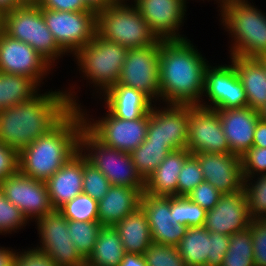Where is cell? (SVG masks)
<instances>
[{
    "mask_svg": "<svg viewBox=\"0 0 266 266\" xmlns=\"http://www.w3.org/2000/svg\"><path fill=\"white\" fill-rule=\"evenodd\" d=\"M70 88L39 92L26 102L1 110L0 143L20 152L49 133L74 108L81 106L74 86Z\"/></svg>",
    "mask_w": 266,
    "mask_h": 266,
    "instance_id": "obj_1",
    "label": "cell"
},
{
    "mask_svg": "<svg viewBox=\"0 0 266 266\" xmlns=\"http://www.w3.org/2000/svg\"><path fill=\"white\" fill-rule=\"evenodd\" d=\"M160 107L154 103V107L148 112L145 140L170 145L174 150L187 149L190 105L165 104Z\"/></svg>",
    "mask_w": 266,
    "mask_h": 266,
    "instance_id": "obj_14",
    "label": "cell"
},
{
    "mask_svg": "<svg viewBox=\"0 0 266 266\" xmlns=\"http://www.w3.org/2000/svg\"><path fill=\"white\" fill-rule=\"evenodd\" d=\"M172 151L174 149L170 145L149 143L144 140V142L129 154L138 173L144 180H147L164 158Z\"/></svg>",
    "mask_w": 266,
    "mask_h": 266,
    "instance_id": "obj_32",
    "label": "cell"
},
{
    "mask_svg": "<svg viewBox=\"0 0 266 266\" xmlns=\"http://www.w3.org/2000/svg\"><path fill=\"white\" fill-rule=\"evenodd\" d=\"M204 180L211 183L222 194L243 191L244 176L241 156L233 153H195Z\"/></svg>",
    "mask_w": 266,
    "mask_h": 266,
    "instance_id": "obj_19",
    "label": "cell"
},
{
    "mask_svg": "<svg viewBox=\"0 0 266 266\" xmlns=\"http://www.w3.org/2000/svg\"><path fill=\"white\" fill-rule=\"evenodd\" d=\"M0 29L13 39L30 45L52 66L67 55L46 26L39 5H19L0 16Z\"/></svg>",
    "mask_w": 266,
    "mask_h": 266,
    "instance_id": "obj_7",
    "label": "cell"
},
{
    "mask_svg": "<svg viewBox=\"0 0 266 266\" xmlns=\"http://www.w3.org/2000/svg\"><path fill=\"white\" fill-rule=\"evenodd\" d=\"M244 178L266 174V148L252 146L241 156Z\"/></svg>",
    "mask_w": 266,
    "mask_h": 266,
    "instance_id": "obj_42",
    "label": "cell"
},
{
    "mask_svg": "<svg viewBox=\"0 0 266 266\" xmlns=\"http://www.w3.org/2000/svg\"><path fill=\"white\" fill-rule=\"evenodd\" d=\"M102 96L99 99L105 101V108L123 120L141 118L154 106V102L143 92L118 83L108 88Z\"/></svg>",
    "mask_w": 266,
    "mask_h": 266,
    "instance_id": "obj_24",
    "label": "cell"
},
{
    "mask_svg": "<svg viewBox=\"0 0 266 266\" xmlns=\"http://www.w3.org/2000/svg\"><path fill=\"white\" fill-rule=\"evenodd\" d=\"M190 155L187 149H178L169 153L145 180L144 193L152 196H177L178 176L185 160Z\"/></svg>",
    "mask_w": 266,
    "mask_h": 266,
    "instance_id": "obj_27",
    "label": "cell"
},
{
    "mask_svg": "<svg viewBox=\"0 0 266 266\" xmlns=\"http://www.w3.org/2000/svg\"><path fill=\"white\" fill-rule=\"evenodd\" d=\"M19 171V152L0 143V182Z\"/></svg>",
    "mask_w": 266,
    "mask_h": 266,
    "instance_id": "obj_47",
    "label": "cell"
},
{
    "mask_svg": "<svg viewBox=\"0 0 266 266\" xmlns=\"http://www.w3.org/2000/svg\"><path fill=\"white\" fill-rule=\"evenodd\" d=\"M216 3H218V7H221L225 3L232 2V1H243V0H214Z\"/></svg>",
    "mask_w": 266,
    "mask_h": 266,
    "instance_id": "obj_56",
    "label": "cell"
},
{
    "mask_svg": "<svg viewBox=\"0 0 266 266\" xmlns=\"http://www.w3.org/2000/svg\"><path fill=\"white\" fill-rule=\"evenodd\" d=\"M119 266H146L143 255L126 253Z\"/></svg>",
    "mask_w": 266,
    "mask_h": 266,
    "instance_id": "obj_51",
    "label": "cell"
},
{
    "mask_svg": "<svg viewBox=\"0 0 266 266\" xmlns=\"http://www.w3.org/2000/svg\"><path fill=\"white\" fill-rule=\"evenodd\" d=\"M145 189L111 185L107 194L98 201V222L103 226H115L140 206Z\"/></svg>",
    "mask_w": 266,
    "mask_h": 266,
    "instance_id": "obj_25",
    "label": "cell"
},
{
    "mask_svg": "<svg viewBox=\"0 0 266 266\" xmlns=\"http://www.w3.org/2000/svg\"><path fill=\"white\" fill-rule=\"evenodd\" d=\"M85 128L103 145L123 152H132L146 139L148 113L135 120H123L115 117L108 109L98 120L82 108ZM91 118H90V117ZM95 119V120H94ZM92 120V121H91Z\"/></svg>",
    "mask_w": 266,
    "mask_h": 266,
    "instance_id": "obj_9",
    "label": "cell"
},
{
    "mask_svg": "<svg viewBox=\"0 0 266 266\" xmlns=\"http://www.w3.org/2000/svg\"><path fill=\"white\" fill-rule=\"evenodd\" d=\"M1 247V246H0ZM14 250V251H13ZM17 251L12 248H0V266H13Z\"/></svg>",
    "mask_w": 266,
    "mask_h": 266,
    "instance_id": "obj_50",
    "label": "cell"
},
{
    "mask_svg": "<svg viewBox=\"0 0 266 266\" xmlns=\"http://www.w3.org/2000/svg\"><path fill=\"white\" fill-rule=\"evenodd\" d=\"M253 146L266 148V122L258 120L253 136Z\"/></svg>",
    "mask_w": 266,
    "mask_h": 266,
    "instance_id": "obj_49",
    "label": "cell"
},
{
    "mask_svg": "<svg viewBox=\"0 0 266 266\" xmlns=\"http://www.w3.org/2000/svg\"><path fill=\"white\" fill-rule=\"evenodd\" d=\"M19 6L16 0H0V16Z\"/></svg>",
    "mask_w": 266,
    "mask_h": 266,
    "instance_id": "obj_53",
    "label": "cell"
},
{
    "mask_svg": "<svg viewBox=\"0 0 266 266\" xmlns=\"http://www.w3.org/2000/svg\"><path fill=\"white\" fill-rule=\"evenodd\" d=\"M132 3L146 20L150 31L157 39L181 40L188 38L180 34L182 24L186 20L184 17H186L188 7L184 0H133Z\"/></svg>",
    "mask_w": 266,
    "mask_h": 266,
    "instance_id": "obj_18",
    "label": "cell"
},
{
    "mask_svg": "<svg viewBox=\"0 0 266 266\" xmlns=\"http://www.w3.org/2000/svg\"><path fill=\"white\" fill-rule=\"evenodd\" d=\"M204 96L210 103L205 101ZM202 102L198 106L212 110L247 106L248 102L243 84L232 63L208 65L205 72Z\"/></svg>",
    "mask_w": 266,
    "mask_h": 266,
    "instance_id": "obj_12",
    "label": "cell"
},
{
    "mask_svg": "<svg viewBox=\"0 0 266 266\" xmlns=\"http://www.w3.org/2000/svg\"><path fill=\"white\" fill-rule=\"evenodd\" d=\"M127 1L117 0L96 11V33L128 49L153 45L158 39L135 5Z\"/></svg>",
    "mask_w": 266,
    "mask_h": 266,
    "instance_id": "obj_5",
    "label": "cell"
},
{
    "mask_svg": "<svg viewBox=\"0 0 266 266\" xmlns=\"http://www.w3.org/2000/svg\"><path fill=\"white\" fill-rule=\"evenodd\" d=\"M259 116L262 121L266 122V104L259 110Z\"/></svg>",
    "mask_w": 266,
    "mask_h": 266,
    "instance_id": "obj_55",
    "label": "cell"
},
{
    "mask_svg": "<svg viewBox=\"0 0 266 266\" xmlns=\"http://www.w3.org/2000/svg\"><path fill=\"white\" fill-rule=\"evenodd\" d=\"M58 211L67 220L98 222V201L84 193L78 194Z\"/></svg>",
    "mask_w": 266,
    "mask_h": 266,
    "instance_id": "obj_37",
    "label": "cell"
},
{
    "mask_svg": "<svg viewBox=\"0 0 266 266\" xmlns=\"http://www.w3.org/2000/svg\"><path fill=\"white\" fill-rule=\"evenodd\" d=\"M128 48L106 40L97 33L92 41L73 56L79 73L97 90L98 98L108 88L118 83ZM81 70V72H80ZM100 91V92H99Z\"/></svg>",
    "mask_w": 266,
    "mask_h": 266,
    "instance_id": "obj_6",
    "label": "cell"
},
{
    "mask_svg": "<svg viewBox=\"0 0 266 266\" xmlns=\"http://www.w3.org/2000/svg\"><path fill=\"white\" fill-rule=\"evenodd\" d=\"M83 153L79 150L47 181L51 206L58 210L78 194L83 193Z\"/></svg>",
    "mask_w": 266,
    "mask_h": 266,
    "instance_id": "obj_23",
    "label": "cell"
},
{
    "mask_svg": "<svg viewBox=\"0 0 266 266\" xmlns=\"http://www.w3.org/2000/svg\"><path fill=\"white\" fill-rule=\"evenodd\" d=\"M229 237V247L221 266H254L251 224Z\"/></svg>",
    "mask_w": 266,
    "mask_h": 266,
    "instance_id": "obj_33",
    "label": "cell"
},
{
    "mask_svg": "<svg viewBox=\"0 0 266 266\" xmlns=\"http://www.w3.org/2000/svg\"><path fill=\"white\" fill-rule=\"evenodd\" d=\"M29 223L20 209L7 200L0 188V235L12 234Z\"/></svg>",
    "mask_w": 266,
    "mask_h": 266,
    "instance_id": "obj_40",
    "label": "cell"
},
{
    "mask_svg": "<svg viewBox=\"0 0 266 266\" xmlns=\"http://www.w3.org/2000/svg\"><path fill=\"white\" fill-rule=\"evenodd\" d=\"M13 266H56V264L47 254L31 247L17 252Z\"/></svg>",
    "mask_w": 266,
    "mask_h": 266,
    "instance_id": "obj_46",
    "label": "cell"
},
{
    "mask_svg": "<svg viewBox=\"0 0 266 266\" xmlns=\"http://www.w3.org/2000/svg\"><path fill=\"white\" fill-rule=\"evenodd\" d=\"M204 180L198 160L191 154L184 162L178 176L177 196H187Z\"/></svg>",
    "mask_w": 266,
    "mask_h": 266,
    "instance_id": "obj_41",
    "label": "cell"
},
{
    "mask_svg": "<svg viewBox=\"0 0 266 266\" xmlns=\"http://www.w3.org/2000/svg\"><path fill=\"white\" fill-rule=\"evenodd\" d=\"M0 188L7 200L20 209L28 221L34 222L54 210L45 181L18 171L1 181Z\"/></svg>",
    "mask_w": 266,
    "mask_h": 266,
    "instance_id": "obj_15",
    "label": "cell"
},
{
    "mask_svg": "<svg viewBox=\"0 0 266 266\" xmlns=\"http://www.w3.org/2000/svg\"><path fill=\"white\" fill-rule=\"evenodd\" d=\"M40 86L25 75L0 72V111L36 96Z\"/></svg>",
    "mask_w": 266,
    "mask_h": 266,
    "instance_id": "obj_29",
    "label": "cell"
},
{
    "mask_svg": "<svg viewBox=\"0 0 266 266\" xmlns=\"http://www.w3.org/2000/svg\"><path fill=\"white\" fill-rule=\"evenodd\" d=\"M221 195L222 193H220L211 183L203 181L197 185L187 197L207 211L215 207Z\"/></svg>",
    "mask_w": 266,
    "mask_h": 266,
    "instance_id": "obj_43",
    "label": "cell"
},
{
    "mask_svg": "<svg viewBox=\"0 0 266 266\" xmlns=\"http://www.w3.org/2000/svg\"><path fill=\"white\" fill-rule=\"evenodd\" d=\"M264 224H266V215L262 218V219H260Z\"/></svg>",
    "mask_w": 266,
    "mask_h": 266,
    "instance_id": "obj_59",
    "label": "cell"
},
{
    "mask_svg": "<svg viewBox=\"0 0 266 266\" xmlns=\"http://www.w3.org/2000/svg\"><path fill=\"white\" fill-rule=\"evenodd\" d=\"M206 210L192 202L187 196L171 197V216L174 222L185 226H204Z\"/></svg>",
    "mask_w": 266,
    "mask_h": 266,
    "instance_id": "obj_35",
    "label": "cell"
},
{
    "mask_svg": "<svg viewBox=\"0 0 266 266\" xmlns=\"http://www.w3.org/2000/svg\"><path fill=\"white\" fill-rule=\"evenodd\" d=\"M125 254L118 231L113 226H103L88 261L94 266H119Z\"/></svg>",
    "mask_w": 266,
    "mask_h": 266,
    "instance_id": "obj_31",
    "label": "cell"
},
{
    "mask_svg": "<svg viewBox=\"0 0 266 266\" xmlns=\"http://www.w3.org/2000/svg\"><path fill=\"white\" fill-rule=\"evenodd\" d=\"M51 67L30 45L11 38L0 29V72L25 75L42 87Z\"/></svg>",
    "mask_w": 266,
    "mask_h": 266,
    "instance_id": "obj_16",
    "label": "cell"
},
{
    "mask_svg": "<svg viewBox=\"0 0 266 266\" xmlns=\"http://www.w3.org/2000/svg\"><path fill=\"white\" fill-rule=\"evenodd\" d=\"M221 10V11H220ZM223 28L232 40L230 56L260 58L266 55V13L250 1H232L218 9ZM225 26V27H224Z\"/></svg>",
    "mask_w": 266,
    "mask_h": 266,
    "instance_id": "obj_4",
    "label": "cell"
},
{
    "mask_svg": "<svg viewBox=\"0 0 266 266\" xmlns=\"http://www.w3.org/2000/svg\"><path fill=\"white\" fill-rule=\"evenodd\" d=\"M187 150L195 153H232L216 110L190 105Z\"/></svg>",
    "mask_w": 266,
    "mask_h": 266,
    "instance_id": "obj_17",
    "label": "cell"
},
{
    "mask_svg": "<svg viewBox=\"0 0 266 266\" xmlns=\"http://www.w3.org/2000/svg\"><path fill=\"white\" fill-rule=\"evenodd\" d=\"M114 228L126 253L143 255L153 242L147 216L141 206L121 219Z\"/></svg>",
    "mask_w": 266,
    "mask_h": 266,
    "instance_id": "obj_28",
    "label": "cell"
},
{
    "mask_svg": "<svg viewBox=\"0 0 266 266\" xmlns=\"http://www.w3.org/2000/svg\"><path fill=\"white\" fill-rule=\"evenodd\" d=\"M80 151L111 185L145 189V180L134 167L130 154L103 145L85 127L80 134Z\"/></svg>",
    "mask_w": 266,
    "mask_h": 266,
    "instance_id": "obj_8",
    "label": "cell"
},
{
    "mask_svg": "<svg viewBox=\"0 0 266 266\" xmlns=\"http://www.w3.org/2000/svg\"><path fill=\"white\" fill-rule=\"evenodd\" d=\"M19 5H38L39 0H16Z\"/></svg>",
    "mask_w": 266,
    "mask_h": 266,
    "instance_id": "obj_54",
    "label": "cell"
},
{
    "mask_svg": "<svg viewBox=\"0 0 266 266\" xmlns=\"http://www.w3.org/2000/svg\"><path fill=\"white\" fill-rule=\"evenodd\" d=\"M39 235L37 250L47 254L56 266H76L84 259L78 254L68 230V220L58 211L35 220Z\"/></svg>",
    "mask_w": 266,
    "mask_h": 266,
    "instance_id": "obj_13",
    "label": "cell"
},
{
    "mask_svg": "<svg viewBox=\"0 0 266 266\" xmlns=\"http://www.w3.org/2000/svg\"><path fill=\"white\" fill-rule=\"evenodd\" d=\"M176 247L187 266H208L210 233L204 226L187 228Z\"/></svg>",
    "mask_w": 266,
    "mask_h": 266,
    "instance_id": "obj_30",
    "label": "cell"
},
{
    "mask_svg": "<svg viewBox=\"0 0 266 266\" xmlns=\"http://www.w3.org/2000/svg\"><path fill=\"white\" fill-rule=\"evenodd\" d=\"M140 206L147 216L152 241L177 246L188 227L174 222L171 216V197L143 193Z\"/></svg>",
    "mask_w": 266,
    "mask_h": 266,
    "instance_id": "obj_21",
    "label": "cell"
},
{
    "mask_svg": "<svg viewBox=\"0 0 266 266\" xmlns=\"http://www.w3.org/2000/svg\"><path fill=\"white\" fill-rule=\"evenodd\" d=\"M216 111L231 152L242 156L253 146L255 128L260 119L259 111L248 106Z\"/></svg>",
    "mask_w": 266,
    "mask_h": 266,
    "instance_id": "obj_22",
    "label": "cell"
},
{
    "mask_svg": "<svg viewBox=\"0 0 266 266\" xmlns=\"http://www.w3.org/2000/svg\"><path fill=\"white\" fill-rule=\"evenodd\" d=\"M209 233L210 253L208 254V266H221L229 247L230 237L218 232L209 231Z\"/></svg>",
    "mask_w": 266,
    "mask_h": 266,
    "instance_id": "obj_45",
    "label": "cell"
},
{
    "mask_svg": "<svg viewBox=\"0 0 266 266\" xmlns=\"http://www.w3.org/2000/svg\"><path fill=\"white\" fill-rule=\"evenodd\" d=\"M76 266H94L88 260H83L81 263L77 264Z\"/></svg>",
    "mask_w": 266,
    "mask_h": 266,
    "instance_id": "obj_57",
    "label": "cell"
},
{
    "mask_svg": "<svg viewBox=\"0 0 266 266\" xmlns=\"http://www.w3.org/2000/svg\"><path fill=\"white\" fill-rule=\"evenodd\" d=\"M46 26L59 47L73 55L96 35V11H56L41 8Z\"/></svg>",
    "mask_w": 266,
    "mask_h": 266,
    "instance_id": "obj_10",
    "label": "cell"
},
{
    "mask_svg": "<svg viewBox=\"0 0 266 266\" xmlns=\"http://www.w3.org/2000/svg\"><path fill=\"white\" fill-rule=\"evenodd\" d=\"M251 236L254 266H266V224L261 220H252Z\"/></svg>",
    "mask_w": 266,
    "mask_h": 266,
    "instance_id": "obj_44",
    "label": "cell"
},
{
    "mask_svg": "<svg viewBox=\"0 0 266 266\" xmlns=\"http://www.w3.org/2000/svg\"><path fill=\"white\" fill-rule=\"evenodd\" d=\"M102 227L103 225L99 222L68 220L71 241L75 244L78 254L84 260H88L91 256Z\"/></svg>",
    "mask_w": 266,
    "mask_h": 266,
    "instance_id": "obj_34",
    "label": "cell"
},
{
    "mask_svg": "<svg viewBox=\"0 0 266 266\" xmlns=\"http://www.w3.org/2000/svg\"><path fill=\"white\" fill-rule=\"evenodd\" d=\"M143 256L146 266H187L174 245L152 242Z\"/></svg>",
    "mask_w": 266,
    "mask_h": 266,
    "instance_id": "obj_39",
    "label": "cell"
},
{
    "mask_svg": "<svg viewBox=\"0 0 266 266\" xmlns=\"http://www.w3.org/2000/svg\"><path fill=\"white\" fill-rule=\"evenodd\" d=\"M208 65L209 61L197 50L190 39L161 40L159 55L161 103L163 105L202 103Z\"/></svg>",
    "mask_w": 266,
    "mask_h": 266,
    "instance_id": "obj_2",
    "label": "cell"
},
{
    "mask_svg": "<svg viewBox=\"0 0 266 266\" xmlns=\"http://www.w3.org/2000/svg\"><path fill=\"white\" fill-rule=\"evenodd\" d=\"M161 40L153 45L129 48L118 84L143 92L155 104L161 102L159 90V55ZM155 100V101H154Z\"/></svg>",
    "mask_w": 266,
    "mask_h": 266,
    "instance_id": "obj_11",
    "label": "cell"
},
{
    "mask_svg": "<svg viewBox=\"0 0 266 266\" xmlns=\"http://www.w3.org/2000/svg\"><path fill=\"white\" fill-rule=\"evenodd\" d=\"M259 59L261 60V62L263 63V65H264L265 68H266V55L261 56Z\"/></svg>",
    "mask_w": 266,
    "mask_h": 266,
    "instance_id": "obj_58",
    "label": "cell"
},
{
    "mask_svg": "<svg viewBox=\"0 0 266 266\" xmlns=\"http://www.w3.org/2000/svg\"><path fill=\"white\" fill-rule=\"evenodd\" d=\"M40 8H47L56 11H95L85 0H39Z\"/></svg>",
    "mask_w": 266,
    "mask_h": 266,
    "instance_id": "obj_48",
    "label": "cell"
},
{
    "mask_svg": "<svg viewBox=\"0 0 266 266\" xmlns=\"http://www.w3.org/2000/svg\"><path fill=\"white\" fill-rule=\"evenodd\" d=\"M85 127L79 108H74L55 128L19 152V171L47 181L80 150V134Z\"/></svg>",
    "mask_w": 266,
    "mask_h": 266,
    "instance_id": "obj_3",
    "label": "cell"
},
{
    "mask_svg": "<svg viewBox=\"0 0 266 266\" xmlns=\"http://www.w3.org/2000/svg\"><path fill=\"white\" fill-rule=\"evenodd\" d=\"M251 222L247 197L243 190L233 194H222L215 207L207 210L204 227L208 231L230 236L246 229Z\"/></svg>",
    "mask_w": 266,
    "mask_h": 266,
    "instance_id": "obj_20",
    "label": "cell"
},
{
    "mask_svg": "<svg viewBox=\"0 0 266 266\" xmlns=\"http://www.w3.org/2000/svg\"><path fill=\"white\" fill-rule=\"evenodd\" d=\"M243 190L251 219H262L266 215V174L244 178Z\"/></svg>",
    "mask_w": 266,
    "mask_h": 266,
    "instance_id": "obj_36",
    "label": "cell"
},
{
    "mask_svg": "<svg viewBox=\"0 0 266 266\" xmlns=\"http://www.w3.org/2000/svg\"><path fill=\"white\" fill-rule=\"evenodd\" d=\"M243 84L247 106L259 111L266 104V68L259 58L230 56Z\"/></svg>",
    "mask_w": 266,
    "mask_h": 266,
    "instance_id": "obj_26",
    "label": "cell"
},
{
    "mask_svg": "<svg viewBox=\"0 0 266 266\" xmlns=\"http://www.w3.org/2000/svg\"><path fill=\"white\" fill-rule=\"evenodd\" d=\"M83 193L94 200H101L108 192L111 183L83 154Z\"/></svg>",
    "mask_w": 266,
    "mask_h": 266,
    "instance_id": "obj_38",
    "label": "cell"
},
{
    "mask_svg": "<svg viewBox=\"0 0 266 266\" xmlns=\"http://www.w3.org/2000/svg\"><path fill=\"white\" fill-rule=\"evenodd\" d=\"M115 1L117 0H85V2L95 11L106 8Z\"/></svg>",
    "mask_w": 266,
    "mask_h": 266,
    "instance_id": "obj_52",
    "label": "cell"
}]
</instances>
